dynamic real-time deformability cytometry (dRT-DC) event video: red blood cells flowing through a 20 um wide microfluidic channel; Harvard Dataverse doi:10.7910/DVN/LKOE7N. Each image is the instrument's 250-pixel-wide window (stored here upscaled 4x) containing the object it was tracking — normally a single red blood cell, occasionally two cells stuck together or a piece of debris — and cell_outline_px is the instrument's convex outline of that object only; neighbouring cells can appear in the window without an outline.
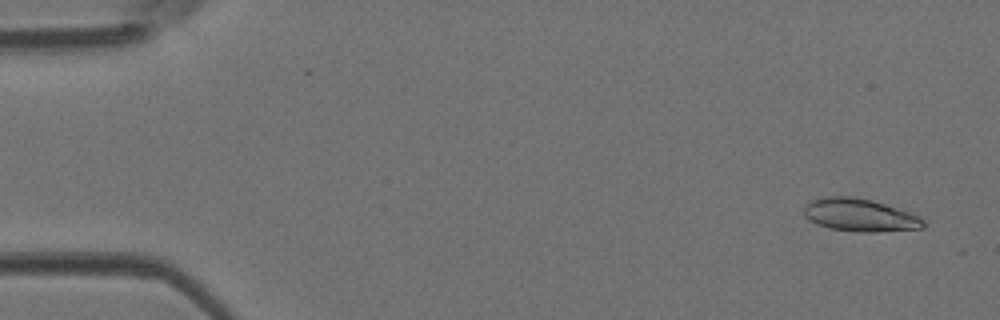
{"species": "Egyptian fruit bat (a non-hibernating species)", "species_latin": "Rousettus aegyptiacus", "temperature_condition": "room temperature", "stored_images_in_passage": 7, "camera_frame_rate_fps": 3000, "um_per_image_px": 0.085, "animal": {"sex": "female"}, "frame": {"image": 1, "passage_image": 3, "time_ms": 0.667, "image_size_px": [1000, 320], "cell_outline_px": [[924, 228], [876, 232], [860, 232], [832, 228], [816, 224], [804, 216], [804, 208], [808, 200], [820, 196], [852, 196], [872, 200], [920, 216], [924, 220]], "centroid_in_image_um": [73.05, 18.27], "position_along_channel_um": 12.0, "area_um2": 22.89}}